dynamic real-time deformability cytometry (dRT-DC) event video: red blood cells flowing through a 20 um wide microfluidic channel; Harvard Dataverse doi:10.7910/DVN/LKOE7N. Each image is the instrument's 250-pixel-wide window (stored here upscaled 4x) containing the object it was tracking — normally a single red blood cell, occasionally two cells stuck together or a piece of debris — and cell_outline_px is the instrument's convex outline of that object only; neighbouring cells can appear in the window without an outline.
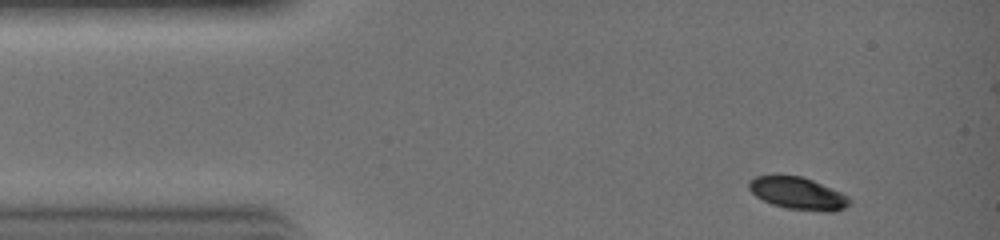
{"species": "common noctule bat (a hibernating species)", "species_latin": "Nyctalus noctula", "temperature_condition": "warm", "stored_images_in_passage": 6, "camera_frame_rate_fps": 3000, "um_per_image_px": 0.085, "animal": {"sex": "female", "body_mass_g": 19.0, "forearm_length_mm": 51.5}, "frame": {"image": 1, "passage_image": 1, "time_ms": 0.0, "image_size_px": [1000, 240], "cell_outline_px": [[852, 200], [844, 208], [836, 212], [824, 212], [788, 208], [772, 204], [756, 196], [748, 188], [748, 180], [756, 176], [776, 172], [800, 176], [812, 180], [840, 192], [848, 196]], "centroid_in_image_um": [67.77, 16.4], "position_along_channel_um": 17.2, "area_um2": 19.36}}
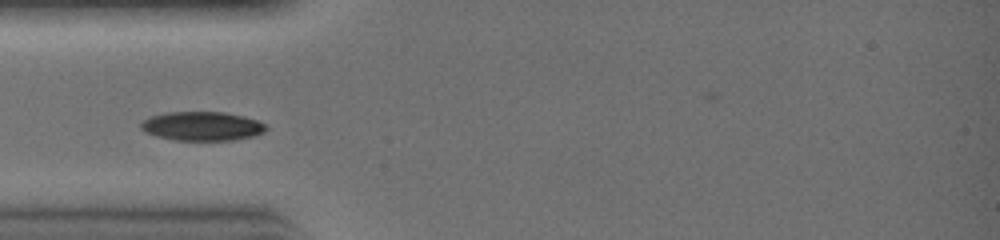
{"frame": {"image": 2, "passage_image": 4, "time_ms": 1.0, "image_size_px": [1000, 240], "cell_outline_px": [[268, 128], [264, 132], [252, 136], [232, 140], [176, 140], [156, 136], [144, 132], [140, 128], [140, 124], [148, 116], [168, 112], [224, 112], [244, 116], [256, 120], [264, 124]], "centroid_in_image_um": [17.14, 10.72], "position_along_channel_um": 67.9, "area_um2": 21.15}}